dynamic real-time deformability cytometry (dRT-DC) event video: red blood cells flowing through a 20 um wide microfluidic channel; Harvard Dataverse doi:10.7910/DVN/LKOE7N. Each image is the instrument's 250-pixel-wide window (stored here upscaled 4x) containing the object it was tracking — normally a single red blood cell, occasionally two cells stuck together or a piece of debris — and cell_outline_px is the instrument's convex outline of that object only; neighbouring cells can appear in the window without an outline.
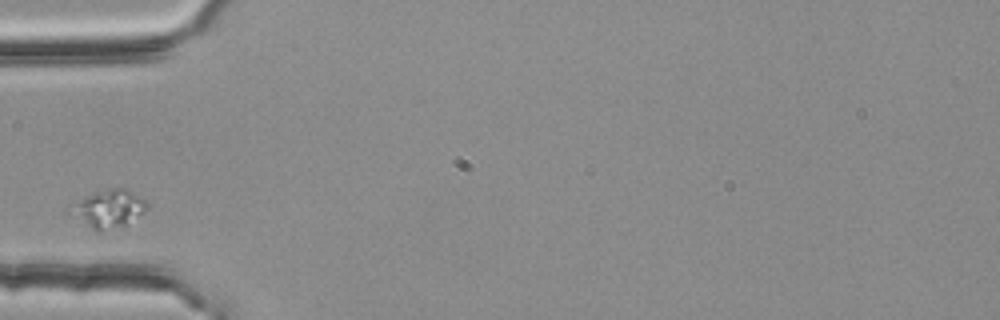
{"species": "common noctule bat (a hibernating species)", "species_latin": "Nyctalus noctula", "temperature_condition": "room temperature", "stored_images_in_passage": 1, "camera_frame_rate_fps": 3000, "um_per_image_px": 0.085, "animal": {"sex": "female", "body_mass_g": 25.1}, "frame": {"image": 1, "passage_image": 1, "time_ms": 0.0, "image_size_px": [1000, 320], "cell_outline_px": [[148, 208], [120, 228], [96, 232], [68, 216], [64, 208], [96, 192], [108, 188], [124, 188], [148, 200]], "centroid_in_image_um": [9.14, 17.77], "position_along_channel_um": 75.9, "area_um2": 17.34}}